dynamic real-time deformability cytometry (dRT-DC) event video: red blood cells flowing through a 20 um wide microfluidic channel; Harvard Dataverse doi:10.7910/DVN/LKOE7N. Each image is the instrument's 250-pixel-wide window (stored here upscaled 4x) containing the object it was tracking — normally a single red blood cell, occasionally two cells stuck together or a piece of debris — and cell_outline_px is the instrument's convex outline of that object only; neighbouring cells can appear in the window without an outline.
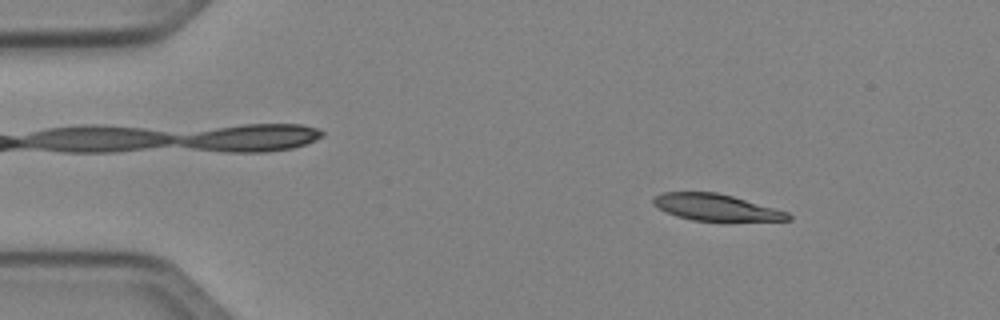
{"species": "Egyptian fruit bat (a non-hibernating species)", "species_latin": "Rousettus aegyptiacus", "temperature_condition": "cold", "stored_images_in_passage": 50, "camera_frame_rate_fps": 3000, "um_per_image_px": 0.085, "animal": {"sex": "female"}, "frame": {"image": 1, "passage_image": 7, "time_ms": 2.0, "image_size_px": [1000, 320], "cell_outline_px": [[792, 220], [692, 220], [676, 216], [652, 204], [652, 196], [660, 192], [716, 192], [732, 196], [788, 212], [792, 216]], "centroid_in_image_um": [60.8, 17.61], "position_along_channel_um": 24.2, "area_um2": 20.52}}
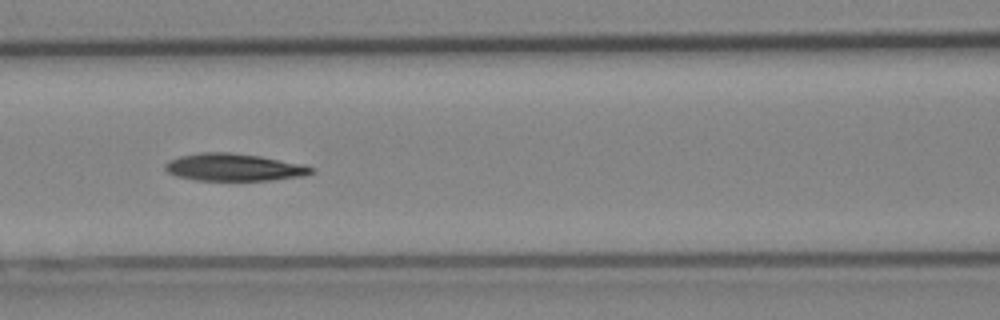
{"frame": {"image": 2, "passage_image": 22, "time_ms": 7.0, "image_size_px": [1000, 320], "cell_outline_px": [[316, 168], [312, 172], [304, 176], [272, 180], [196, 180], [176, 176], [168, 172], [164, 168], [164, 164], [168, 160], [180, 156], [200, 152], [228, 152], [260, 156], [304, 164]], "centroid_in_image_um": [19.88, 14.21], "position_along_channel_um": 146.7, "area_um2": 23.41}}
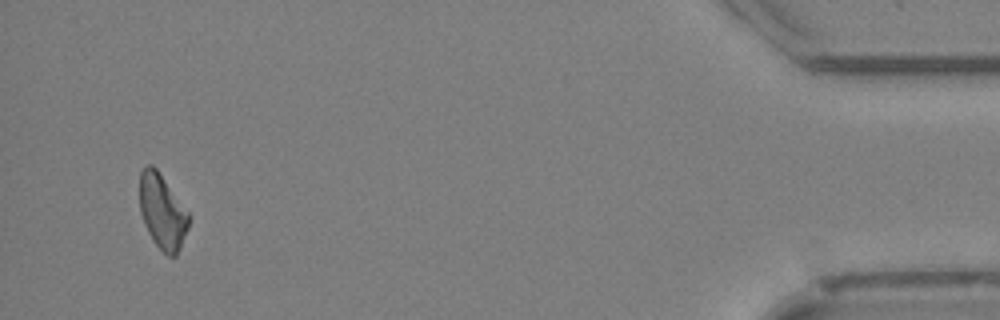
{"frame": {"image": 3, "passage_image": 48, "time_ms": 15.667, "image_size_px": [1000, 320], "cell_outline_px": [[188, 228], [180, 248], [176, 256], [168, 256], [152, 240], [144, 224], [140, 212], [140, 172], [148, 164], [152, 164], [156, 168], [188, 212]], "centroid_in_image_um": [13.78, 18.0], "position_along_channel_um": 421.4, "area_um2": 21.04}}